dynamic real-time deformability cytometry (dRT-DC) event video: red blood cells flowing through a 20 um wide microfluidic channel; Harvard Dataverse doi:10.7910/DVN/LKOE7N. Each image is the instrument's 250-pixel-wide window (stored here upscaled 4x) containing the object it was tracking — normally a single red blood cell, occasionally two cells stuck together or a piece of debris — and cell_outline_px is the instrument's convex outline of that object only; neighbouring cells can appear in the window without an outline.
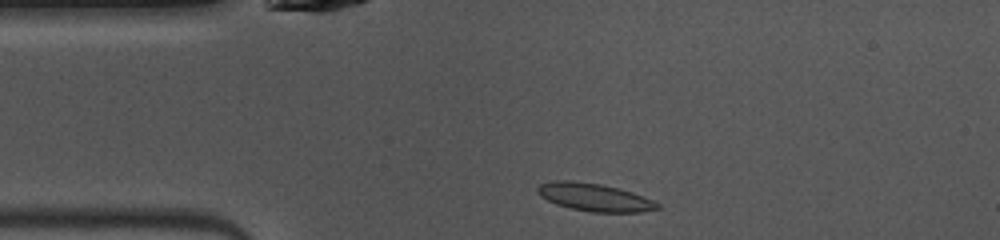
{"species": "common noctule bat (a hibernating species)", "species_latin": "Nyctalus noctula", "temperature_condition": "warm", "stored_images_in_passage": 39, "camera_frame_rate_fps": 3000, "um_per_image_px": 0.085, "animal": {"sex": "female", "body_mass_g": 10.0, "forearm_length_mm": 53.1}, "frame": {"image": 1, "passage_image": 1, "time_ms": 0.0, "image_size_px": [1000, 240], "cell_outline_px": [[660, 208], [640, 212], [592, 212], [572, 208], [556, 204], [540, 196], [536, 192], [536, 188], [540, 184], [552, 180], [572, 180], [600, 184], [632, 192], [652, 200], [660, 204]], "centroid_in_image_um": [50.49, 16.76], "position_along_channel_um": 34.5, "area_um2": 19.31}}
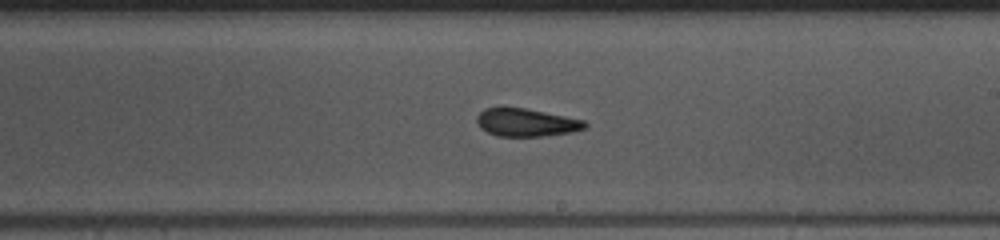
{"frame": {"image": 2, "passage_image": 18, "time_ms": 5.667, "image_size_px": [1000, 240], "cell_outline_px": [[588, 128], [572, 132], [544, 136], [496, 136], [480, 128], [476, 124], [476, 116], [484, 108], [524, 108], [584, 120], [588, 124]], "centroid_in_image_um": [44.73, 10.42], "position_along_channel_um": 244.3, "area_um2": 17.57}}
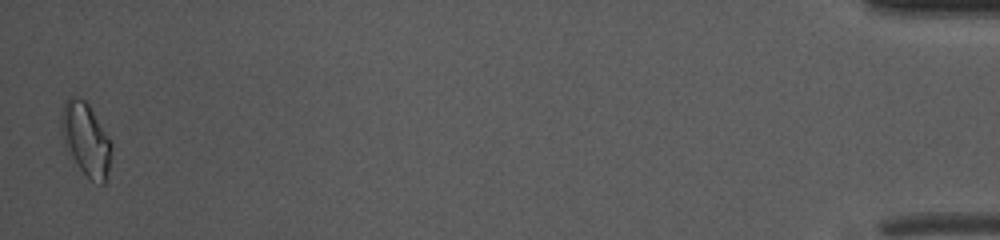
{"frame": {"image": 3, "passage_image": 39, "time_ms": 12.667, "image_size_px": [1000, 240], "cell_outline_px": [[112, 148], [108, 168], [104, 184], [100, 184], [92, 180], [80, 168], [64, 148], [60, 128], [60, 116], [64, 104], [68, 96], [76, 96], [84, 100], [88, 104], [108, 136], [112, 144]], "centroid_in_image_um": [7.26, 11.8], "position_along_channel_um": 427.9, "area_um2": 21.21}, "authors_computed_cell_mechanics": {"area_um2": 17.9758, "velocity_mm_per_s": 4.076, "shape_relaxation_time_tau1_ms": null, "shape_relaxation_time_tau2_ms": 2.1909, "deformation_change_tau1": null, "deformation_change_tau2": 0.0801}}